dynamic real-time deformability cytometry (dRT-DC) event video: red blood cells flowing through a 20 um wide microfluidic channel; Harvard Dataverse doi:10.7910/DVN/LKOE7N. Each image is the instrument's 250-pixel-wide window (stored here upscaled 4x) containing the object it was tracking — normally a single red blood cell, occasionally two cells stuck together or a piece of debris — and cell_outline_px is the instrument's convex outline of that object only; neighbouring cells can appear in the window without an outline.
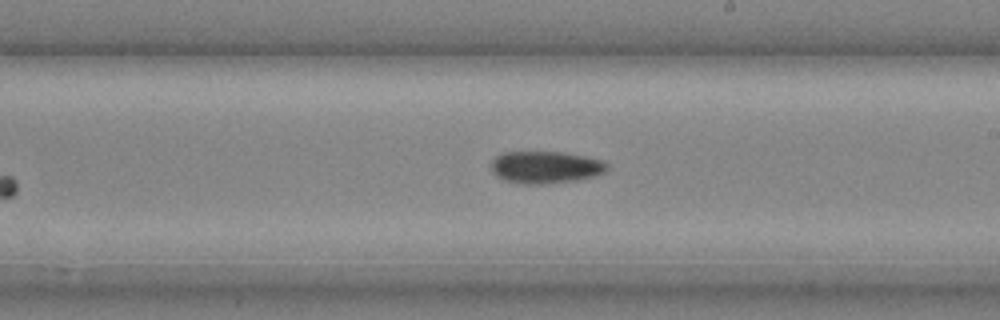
{"species": "common noctule bat (a hibernating species)", "species_latin": "Nyctalus noctula", "temperature_condition": "cold", "stored_images_in_passage": 14, "camera_frame_rate_fps": 3000, "um_per_image_px": 0.085, "animal": {"sex": "male", "body_mass_g": 20.4}, "frame": {"image": 1, "passage_image": 14, "time_ms": 4.333, "image_size_px": [1000, 320], "cell_outline_px": [[604, 168], [596, 172], [580, 176], [552, 180], [520, 180], [504, 176], [496, 168], [496, 160], [500, 156], [516, 152], [544, 152], [572, 156], [596, 160], [604, 164]], "centroid_in_image_um": [46.34, 14.12], "position_along_channel_um": 242.7, "area_um2": 17.05}}